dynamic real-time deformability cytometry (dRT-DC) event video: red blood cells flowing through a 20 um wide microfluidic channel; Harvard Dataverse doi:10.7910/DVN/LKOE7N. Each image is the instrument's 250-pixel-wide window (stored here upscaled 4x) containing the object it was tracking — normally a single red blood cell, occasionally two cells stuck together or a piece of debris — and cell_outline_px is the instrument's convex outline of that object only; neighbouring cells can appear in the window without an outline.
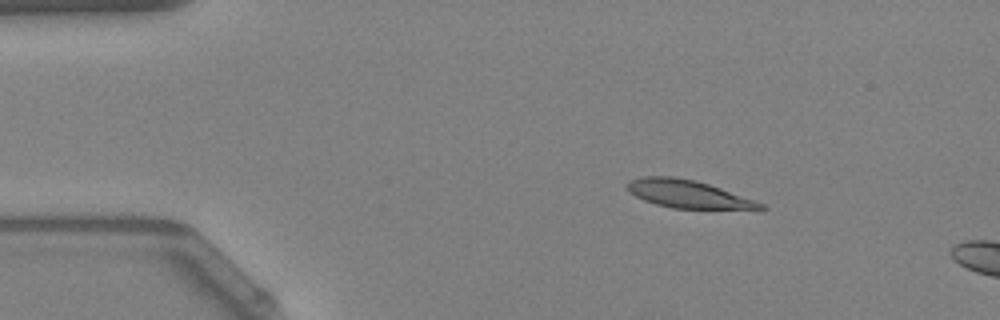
{"species": "Egyptian fruit bat (a non-hibernating species)", "species_latin": "Rousettus aegyptiacus", "temperature_condition": "warm", "stored_images_in_passage": 46, "segment_of_instrument_passage": [1, 2], "camera_frame_rate_fps": 3000, "um_per_image_px": 0.085, "animal": {"sex": "female"}, "frame": {"image": 1, "passage_image": 1, "time_ms": 0.0, "image_size_px": [1000, 320], "cell_outline_px": [[768, 208], [672, 208], [656, 204], [644, 200], [636, 196], [624, 188], [624, 184], [628, 180], [640, 176], [672, 176], [696, 180], [720, 188], [764, 204]], "centroid_in_image_um": [58.33, 16.46], "position_along_channel_um": 26.7, "area_um2": 21.27}}
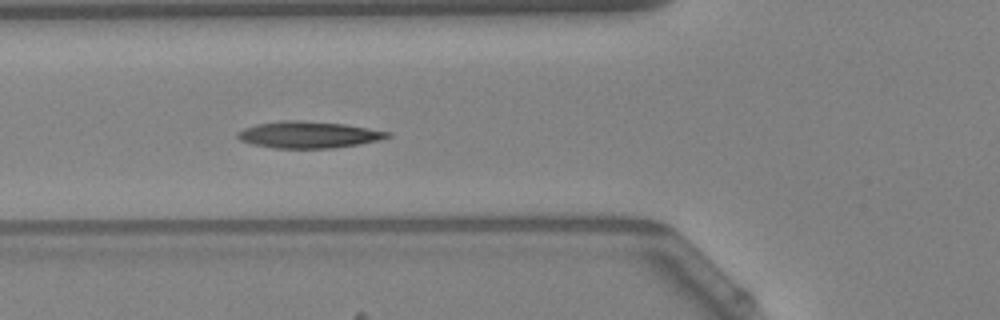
{"frame": {"image": 2, "passage_image": 12, "time_ms": 3.667, "image_size_px": [1000, 320], "cell_outline_px": [[392, 136], [380, 140], [360, 144], [336, 148], [276, 148], [252, 144], [240, 140], [236, 136], [236, 132], [244, 128], [256, 124], [280, 120], [300, 120], [344, 124], [392, 132]], "centroid_in_image_um": [26.23, 11.45], "position_along_channel_um": 99.6, "area_um2": 23.47}}
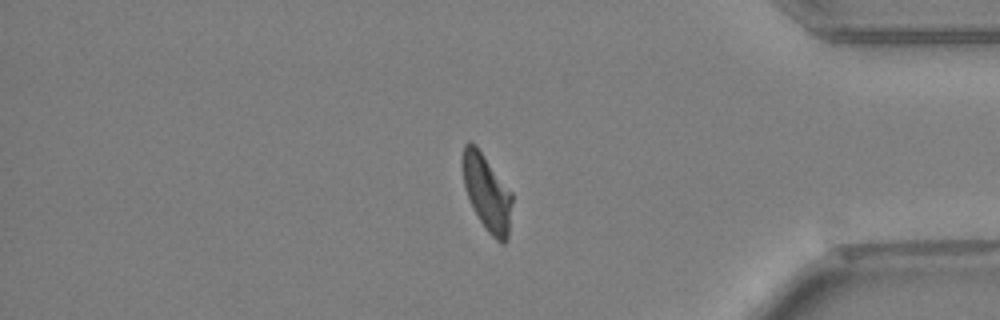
{"frame": {"image": 3, "passage_image": 37, "time_ms": 12.0, "image_size_px": [1000, 320], "cell_outline_px": [[512, 200], [508, 240], [504, 244], [500, 244], [488, 232], [480, 220], [468, 196], [464, 184], [460, 164], [460, 160], [464, 144], [468, 140], [476, 144], [512, 192]], "centroid_in_image_um": [41.37, 16.33], "position_along_channel_um": 393.8, "area_um2": 22.25}}